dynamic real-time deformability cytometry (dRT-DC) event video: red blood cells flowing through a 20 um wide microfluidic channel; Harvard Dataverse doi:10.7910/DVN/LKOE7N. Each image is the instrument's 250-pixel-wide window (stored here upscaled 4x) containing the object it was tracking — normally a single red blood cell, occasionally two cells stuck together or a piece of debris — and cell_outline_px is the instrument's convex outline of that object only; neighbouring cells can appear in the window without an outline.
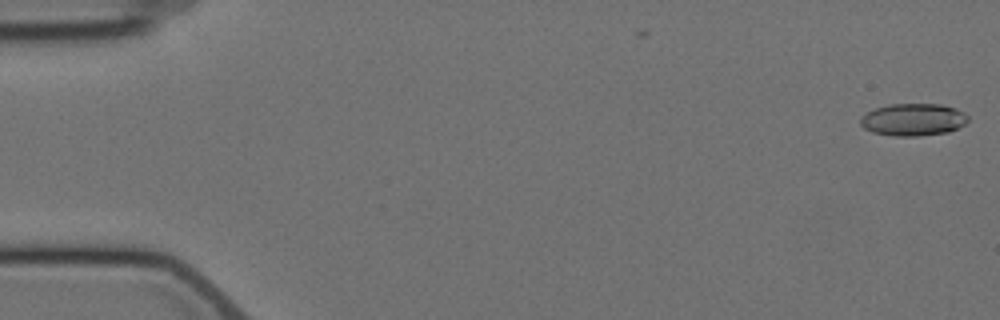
{"species": "Egyptian fruit bat (a non-hibernating species)", "species_latin": "Rousettus aegyptiacus", "temperature_condition": "cold", "stored_images_in_passage": 9, "camera_frame_rate_fps": 3000, "um_per_image_px": 0.085, "animal": {"sex": "female"}, "frame": {"image": 1, "passage_image": 1, "time_ms": 0.0, "image_size_px": [1000, 320], "cell_outline_px": [[968, 120], [964, 124], [948, 132], [920, 136], [892, 136], [872, 132], [864, 128], [860, 124], [860, 116], [876, 108], [888, 104], [940, 104], [956, 108], [964, 112], [968, 116]], "centroid_in_image_um": [77.61, 10.17], "position_along_channel_um": 7.4, "area_um2": 20.35}}
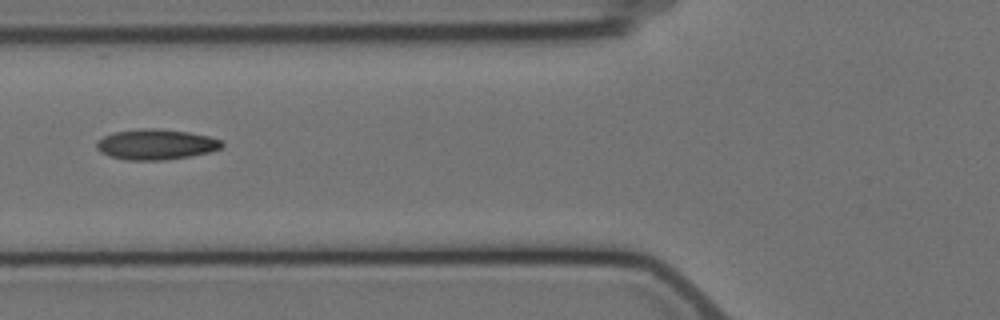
{"frame": {"image": 2, "passage_image": 7, "time_ms": 7.0, "image_size_px": [1000, 320], "cell_outline_px": [[224, 144], [220, 148], [212, 152], [188, 156], [160, 160], [128, 160], [112, 156], [100, 152], [96, 148], [96, 144], [104, 136], [116, 132], [140, 128], [152, 128], [188, 132], [208, 136], [220, 140]], "centroid_in_image_um": [13.27, 12.27], "position_along_channel_um": 112.5, "area_um2": 21.91}}
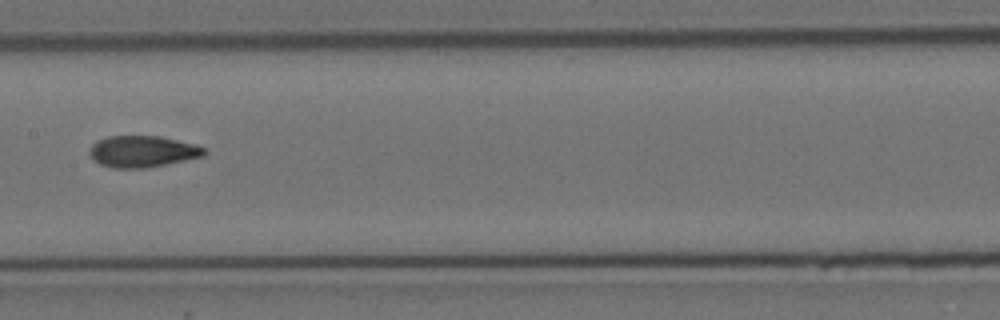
{"frame": {"image": 3, "passage_image": 9, "time_ms": 9.333, "image_size_px": [1000, 320], "cell_outline_px": [[208, 152], [204, 156], [144, 168], [112, 168], [100, 164], [88, 152], [92, 144], [96, 140], [108, 136], [160, 136], [196, 144], [204, 148]], "centroid_in_image_um": [12.11, 12.86], "position_along_channel_um": 195.3, "area_um2": 20.98}}